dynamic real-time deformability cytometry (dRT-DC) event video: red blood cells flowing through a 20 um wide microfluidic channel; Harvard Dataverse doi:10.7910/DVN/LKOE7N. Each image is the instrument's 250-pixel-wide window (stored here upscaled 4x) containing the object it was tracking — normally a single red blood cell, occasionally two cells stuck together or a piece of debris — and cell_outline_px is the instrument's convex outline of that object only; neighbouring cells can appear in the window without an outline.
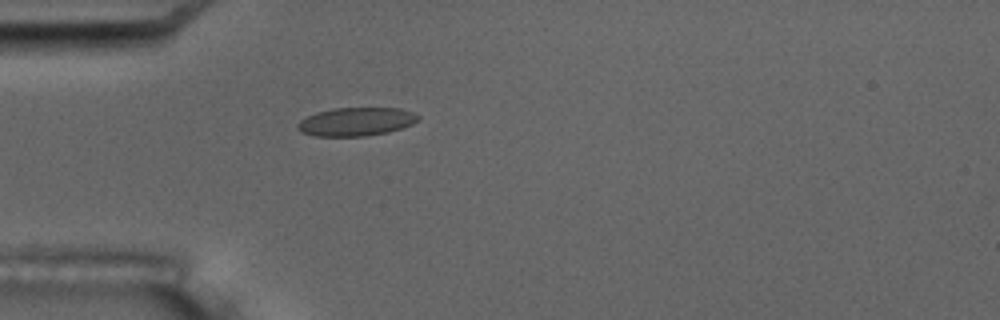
{"species": "common noctule bat (a hibernating species)", "species_latin": "Nyctalus noctula", "temperature_condition": "room temperature", "stored_images_in_passage": 4, "camera_frame_rate_fps": 3000, "um_per_image_px": 0.085, "animal": {"sex": "male", "body_mass_g": 17.5, "forearm_length_mm": 52.3}, "frame": {"image": 1, "passage_image": 4, "time_ms": 4.667, "image_size_px": [1000, 320], "cell_outline_px": [[420, 120], [412, 124], [388, 132], [364, 136], [316, 136], [300, 132], [296, 128], [296, 124], [300, 120], [316, 112], [332, 108], [400, 108], [412, 112], [420, 116]], "centroid_in_image_um": [30.25, 10.34], "position_along_channel_um": 54.7, "area_um2": 20.06}}